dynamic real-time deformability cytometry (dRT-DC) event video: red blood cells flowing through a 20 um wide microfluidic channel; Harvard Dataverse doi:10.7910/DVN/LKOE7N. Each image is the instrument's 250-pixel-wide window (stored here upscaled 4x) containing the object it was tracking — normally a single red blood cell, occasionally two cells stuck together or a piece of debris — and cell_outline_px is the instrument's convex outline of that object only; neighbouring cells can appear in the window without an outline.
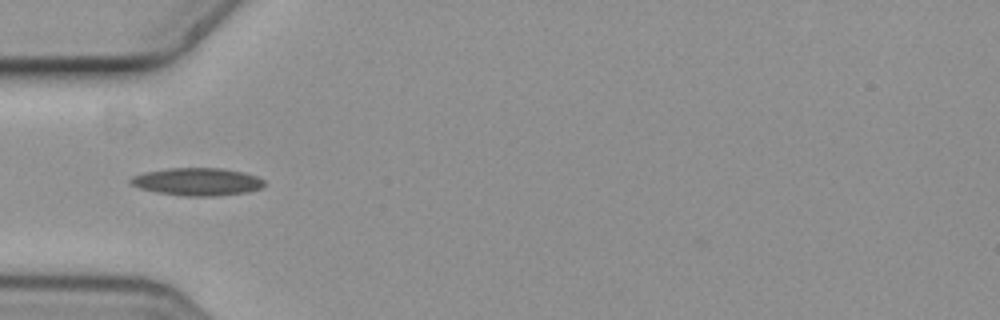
{"species": "common noctule bat (a hibernating species)", "species_latin": "Nyctalus noctula", "temperature_condition": "cold", "stored_images_in_passage": 8, "camera_frame_rate_fps": 3000, "um_per_image_px": 0.085, "animal": {"sex": "female", "body_mass_g": 19.3, "forearm_length_mm": 54.1}, "frame": {"image": 1, "passage_image": 6, "time_ms": 1.667, "image_size_px": [1000, 320], "cell_outline_px": [[268, 184], [264, 188], [248, 192], [216, 196], [184, 196], [156, 192], [140, 188], [132, 184], [128, 180], [132, 176], [144, 172], [168, 168], [220, 168], [244, 172], [256, 176], [264, 180]], "centroid_in_image_um": [16.82, 15.45], "position_along_channel_um": 68.2, "area_um2": 21.79}}
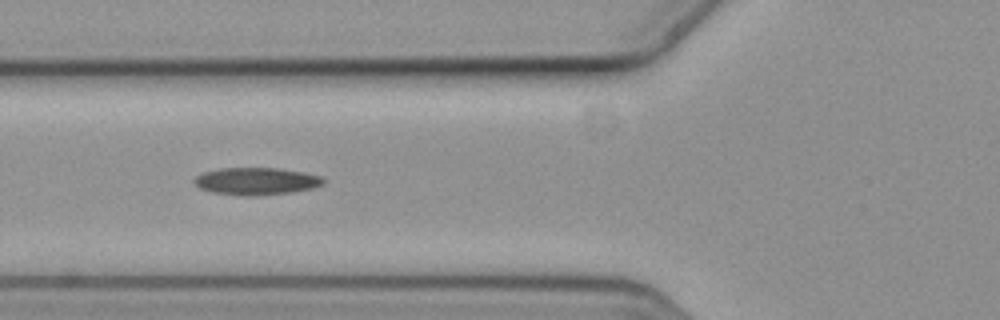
{"frame": {"image": 2, "passage_image": 7, "time_ms": 2.0, "image_size_px": [1000, 320], "cell_outline_px": [[324, 184], [312, 188], [292, 192], [256, 196], [240, 196], [212, 192], [200, 188], [192, 180], [196, 176], [204, 172], [220, 168], [276, 168], [300, 172], [320, 176], [324, 180]], "centroid_in_image_um": [21.75, 15.41], "position_along_channel_um": 104.1, "area_um2": 20.46}}
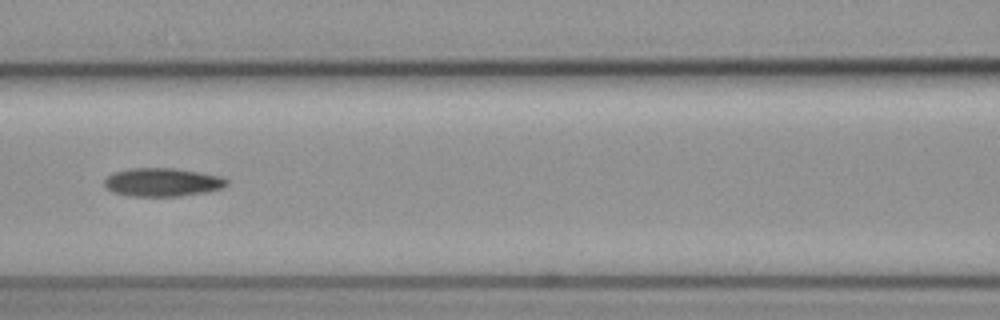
{"frame": {"image": 3, "passage_image": 8, "time_ms": 2.333, "image_size_px": [1000, 320], "cell_outline_px": [[228, 184], [224, 188], [208, 192], [180, 196], [128, 196], [112, 192], [104, 188], [104, 180], [112, 172], [132, 168], [176, 168], [224, 176], [228, 180]], "centroid_in_image_um": [13.83, 15.49], "position_along_channel_um": 152.8, "area_um2": 20.69}}